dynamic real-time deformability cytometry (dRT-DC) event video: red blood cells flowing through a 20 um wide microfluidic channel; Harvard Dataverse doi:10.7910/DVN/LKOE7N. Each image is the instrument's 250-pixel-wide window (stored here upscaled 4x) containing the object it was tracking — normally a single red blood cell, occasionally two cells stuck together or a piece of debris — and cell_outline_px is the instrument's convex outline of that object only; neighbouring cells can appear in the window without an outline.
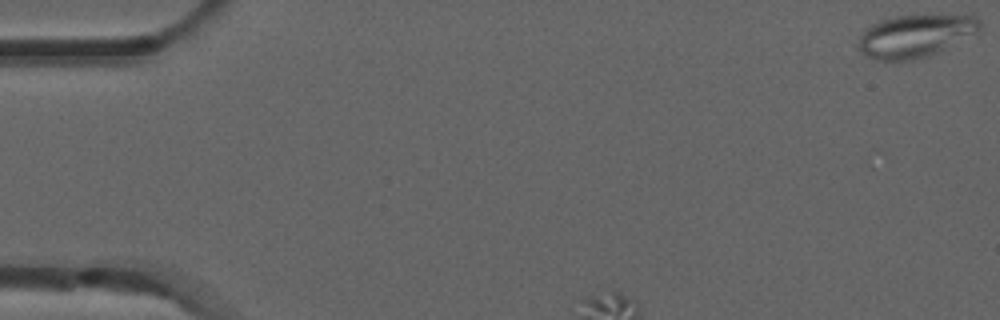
{"species": "common noctule bat (a hibernating species)", "species_latin": "Nyctalus noctula", "temperature_condition": "room temperature", "stored_images_in_passage": 3, "camera_frame_rate_fps": 3000, "um_per_image_px": 0.085, "animal": {"sex": "male", "forearm_length_mm": 52.5}, "frame": {"image": 1, "passage_image": 3, "time_ms": 0.667, "image_size_px": [1000, 320], "cell_outline_px": [[980, 32], [936, 52], [912, 60], [876, 60], [860, 52], [860, 32], [872, 24], [880, 20], [896, 16], [940, 12], [976, 16], [980, 20]], "centroid_in_image_um": [77.86, 2.98], "position_along_channel_um": 7.1, "area_um2": 30.75}}